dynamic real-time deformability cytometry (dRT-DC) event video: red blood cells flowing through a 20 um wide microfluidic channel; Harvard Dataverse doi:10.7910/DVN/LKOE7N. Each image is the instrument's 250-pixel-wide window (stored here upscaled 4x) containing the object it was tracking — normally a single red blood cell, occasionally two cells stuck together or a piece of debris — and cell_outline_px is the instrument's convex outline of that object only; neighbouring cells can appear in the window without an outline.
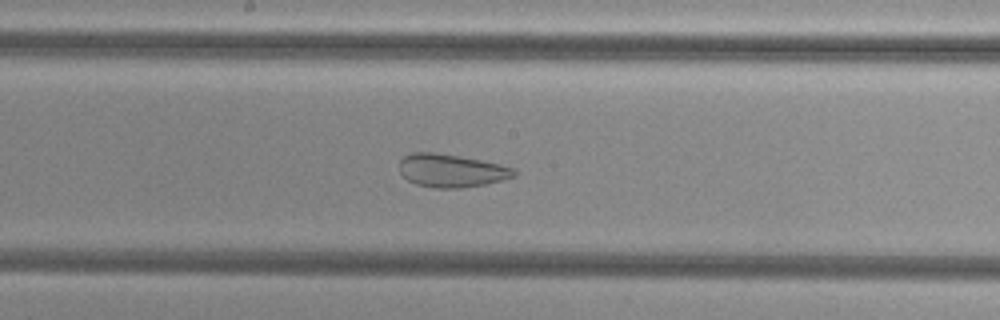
{"species": "common noctule bat (a hibernating species)", "species_latin": "Nyctalus noctula", "temperature_condition": "cold", "stored_images_in_passage": 54, "camera_frame_rate_fps": 3000, "um_per_image_px": 0.085, "animal": {"sex": "female", "body_mass_g": 29.2, "forearm_length_mm": 56.3}, "frame": {"image": 1, "passage_image": 29, "time_ms": 9.333, "image_size_px": [1000, 320], "cell_outline_px": [[516, 176], [504, 180], [464, 188], [432, 188], [416, 184], [408, 180], [400, 172], [400, 160], [404, 156], [412, 152], [436, 152], [460, 156], [500, 164], [516, 168]], "centroid_in_image_um": [38.38, 14.5], "position_along_channel_um": 209.8, "area_um2": 22.31}}
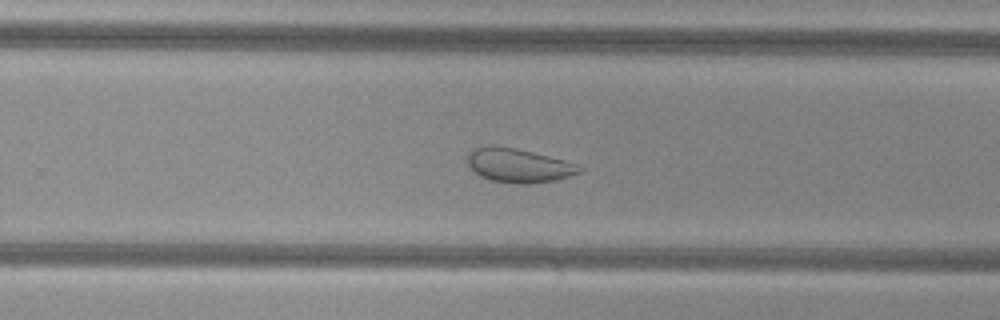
{"frame": {"image": 2, "passage_image": 35, "time_ms": 11.333, "image_size_px": [1000, 320], "cell_outline_px": [[584, 168], [580, 172], [556, 180], [492, 180], [480, 176], [472, 172], [468, 164], [468, 152], [472, 148], [488, 144], [496, 144], [516, 148], [564, 160], [576, 164]], "centroid_in_image_um": [43.99, 13.97], "position_along_channel_um": 285.8, "area_um2": 21.33}}
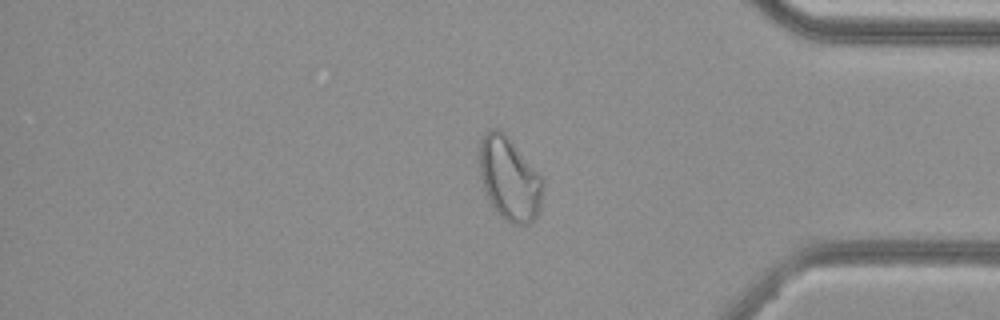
{"frame": {"image": 3, "passage_image": 45, "time_ms": 14.667, "image_size_px": [1000, 320], "cell_outline_px": [[544, 188], [540, 208], [532, 224], [512, 224], [504, 220], [496, 212], [488, 200], [480, 176], [480, 140], [484, 132], [488, 128], [500, 128], [508, 136], [544, 180]], "centroid_in_image_um": [43.3, 15.2], "position_along_channel_um": 391.9, "area_um2": 31.15}}